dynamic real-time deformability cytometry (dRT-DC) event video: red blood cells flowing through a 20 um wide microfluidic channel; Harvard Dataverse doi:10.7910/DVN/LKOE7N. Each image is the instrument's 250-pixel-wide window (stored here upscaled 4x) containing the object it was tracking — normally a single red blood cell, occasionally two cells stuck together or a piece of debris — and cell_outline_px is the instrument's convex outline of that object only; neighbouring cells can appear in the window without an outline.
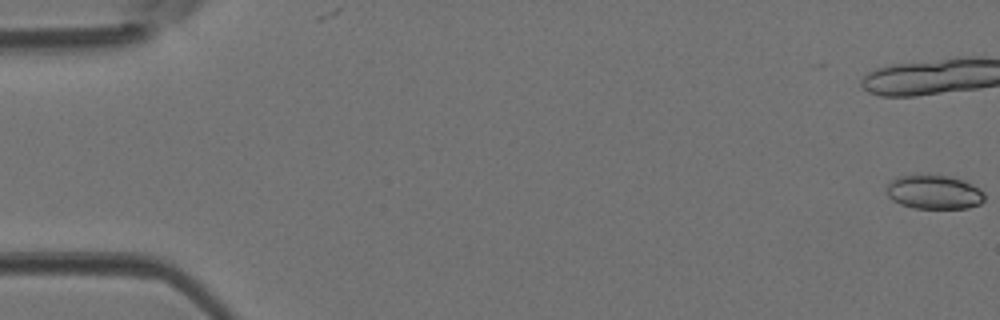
{"species": "Egyptian fruit bat (a non-hibernating species)", "species_latin": "Rousettus aegyptiacus", "temperature_condition": "room temperature", "stored_images_in_passage": 36, "camera_frame_rate_fps": 3000, "um_per_image_px": 0.085, "animal": {"sex": "female"}, "frame": {"image": 1, "passage_image": 1, "time_ms": 0.0, "image_size_px": [1000, 320], "cell_outline_px": [[984, 200], [980, 204], [968, 208], [916, 208], [900, 204], [892, 200], [888, 196], [888, 184], [896, 176], [948, 176], [964, 180], [972, 184], [984, 192]], "centroid_in_image_um": [79.42, 16.34], "position_along_channel_um": 5.6, "area_um2": 19.13}}